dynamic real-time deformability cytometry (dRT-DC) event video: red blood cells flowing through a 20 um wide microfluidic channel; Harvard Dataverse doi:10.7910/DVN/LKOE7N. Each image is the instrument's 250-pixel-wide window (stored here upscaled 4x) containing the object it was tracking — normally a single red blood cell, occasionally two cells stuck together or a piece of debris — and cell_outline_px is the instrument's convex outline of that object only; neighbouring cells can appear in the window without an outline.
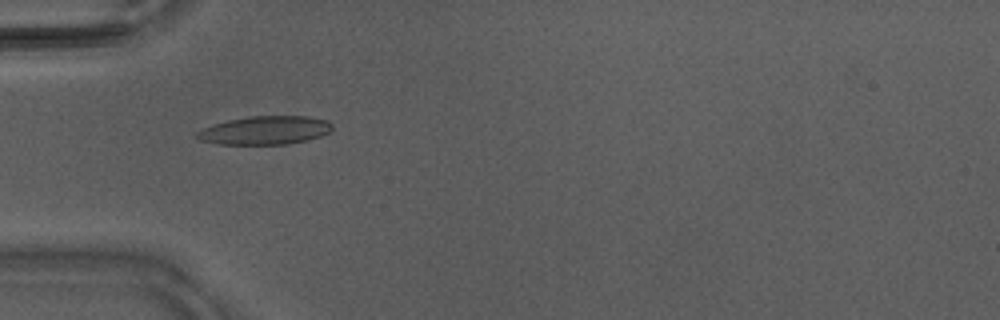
{"species": "Egyptian fruit bat (a non-hibernating species)", "species_latin": "Rousettus aegyptiacus", "temperature_condition": "warm", "stored_images_in_passage": 40, "camera_frame_rate_fps": 3000, "um_per_image_px": 0.085, "animal": {"sex": "male"}, "frame": {"image": 1, "passage_image": 10, "time_ms": 3.0, "image_size_px": [1000, 320], "cell_outline_px": [[332, 128], [328, 132], [320, 136], [308, 140], [288, 144], [216, 144], [200, 140], [192, 136], [196, 132], [204, 128], [228, 120], [252, 116], [308, 116], [328, 120], [332, 124]], "centroid_in_image_um": [22.52, 11.08], "position_along_channel_um": 62.5, "area_um2": 22.43}}
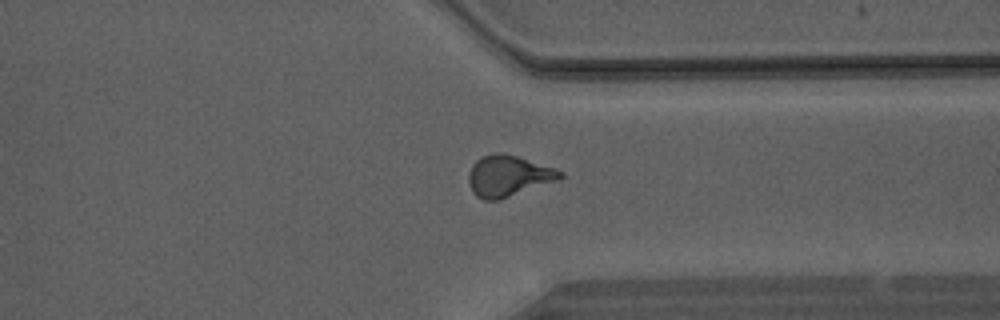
{"frame": {"image": 2, "passage_image": 30, "time_ms": 9.667, "image_size_px": [1000, 320], "cell_outline_px": [[564, 176], [560, 180], [496, 200], [484, 200], [476, 196], [472, 192], [468, 180], [468, 172], [472, 164], [476, 160], [484, 156], [516, 156], [556, 168], [564, 172]], "centroid_in_image_um": [43.23, 14.99], "position_along_channel_um": 368.2, "area_um2": 21.39}}
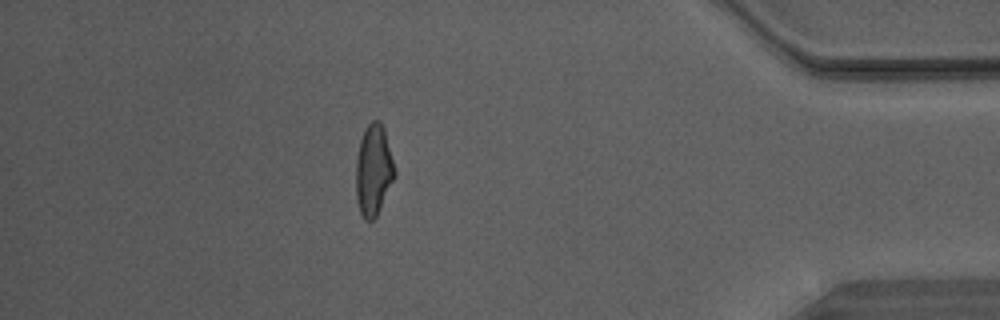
{"frame": {"image": 3, "passage_image": 35, "time_ms": 11.333, "image_size_px": [1000, 320], "cell_outline_px": [[396, 176], [376, 216], [372, 220], [364, 220], [360, 212], [356, 200], [356, 160], [360, 140], [364, 128], [372, 120], [380, 120], [384, 128], [396, 172]], "centroid_in_image_um": [31.74, 14.45], "position_along_channel_um": 403.5, "area_um2": 20.63}}